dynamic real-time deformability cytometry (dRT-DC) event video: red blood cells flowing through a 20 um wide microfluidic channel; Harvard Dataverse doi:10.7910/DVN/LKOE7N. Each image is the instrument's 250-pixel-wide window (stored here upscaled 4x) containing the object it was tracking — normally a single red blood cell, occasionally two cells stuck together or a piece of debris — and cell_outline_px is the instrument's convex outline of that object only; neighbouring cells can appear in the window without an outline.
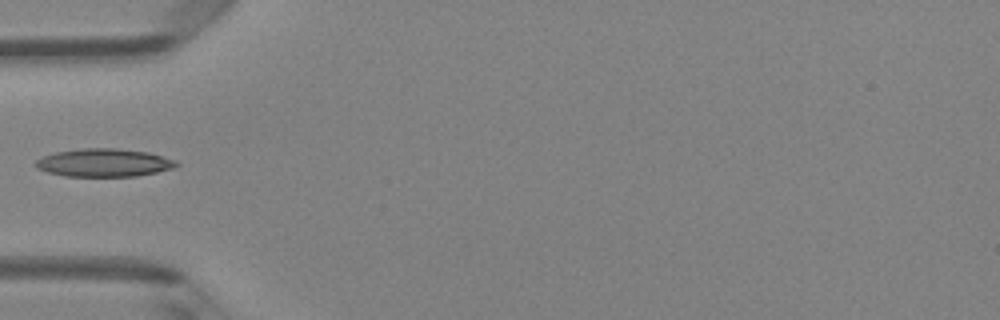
{"species": "Egyptian fruit bat (a non-hibernating species)", "species_latin": "Rousettus aegyptiacus", "temperature_condition": "room temperature", "stored_images_in_passage": 8, "camera_frame_rate_fps": 3000, "um_per_image_px": 0.085, "animal": {"sex": "female"}, "frame": {"image": 1, "passage_image": 4, "time_ms": 4.333, "image_size_px": [1000, 320], "cell_outline_px": [[180, 164], [172, 168], [156, 172], [136, 176], [64, 176], [48, 172], [36, 168], [36, 160], [44, 156], [56, 152], [84, 148], [116, 148], [148, 152], [176, 160]], "centroid_in_image_um": [8.85, 13.83], "position_along_channel_um": 76.2, "area_um2": 22.83}}
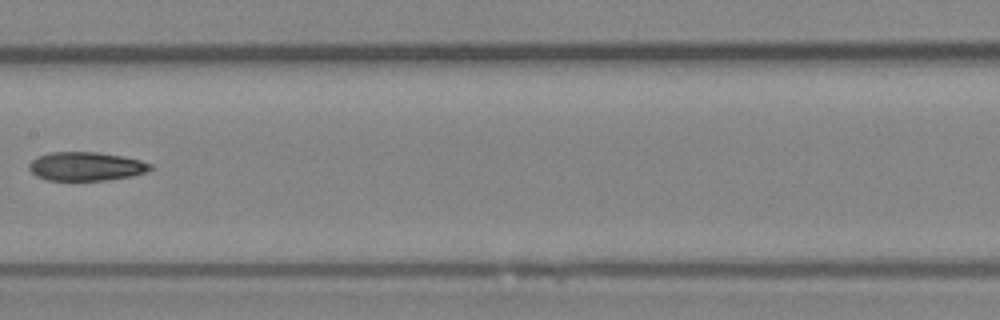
{"frame": {"image": 2, "passage_image": 7, "time_ms": 7.333, "image_size_px": [1000, 320], "cell_outline_px": [[152, 168], [144, 172], [132, 176], [108, 180], [48, 180], [36, 176], [28, 168], [28, 164], [36, 156], [52, 152], [96, 152], [120, 156], [140, 160], [152, 164]], "centroid_in_image_um": [7.28, 14.14], "position_along_channel_um": 200.1, "area_um2": 20.23}}
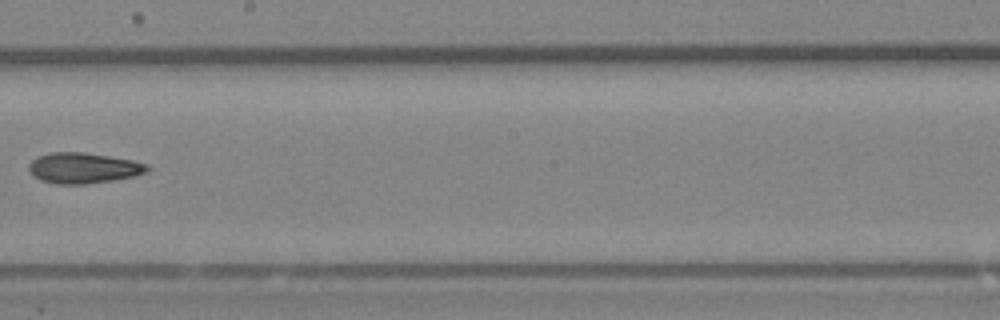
{"frame": {"image": 3, "passage_image": 8, "time_ms": 8.333, "image_size_px": [1000, 320], "cell_outline_px": [[152, 168], [148, 172], [136, 176], [112, 180], [84, 184], [56, 184], [40, 180], [28, 168], [28, 164], [32, 160], [40, 156], [52, 152], [84, 152], [132, 160], [148, 164]], "centroid_in_image_um": [7.14, 14.28], "position_along_channel_um": 241.1, "area_um2": 21.1}}